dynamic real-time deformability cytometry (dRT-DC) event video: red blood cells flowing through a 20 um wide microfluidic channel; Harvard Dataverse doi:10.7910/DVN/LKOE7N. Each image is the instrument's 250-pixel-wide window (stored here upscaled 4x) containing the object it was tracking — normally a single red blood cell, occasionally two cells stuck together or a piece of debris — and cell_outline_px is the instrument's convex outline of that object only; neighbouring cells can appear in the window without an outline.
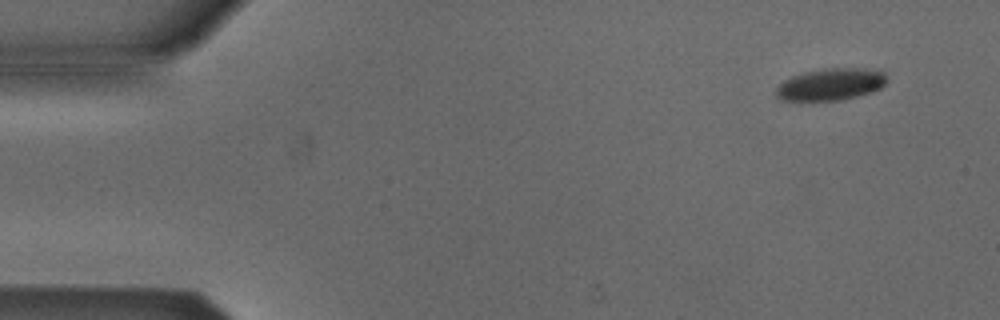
{"species": "Egyptian fruit bat (a non-hibernating species)", "species_latin": "Rousettus aegyptiacus", "temperature_condition": "cold", "stored_images_in_passage": 5, "segment_of_instrument_passage": [1, 2], "camera_frame_rate_fps": 3000, "um_per_image_px": 0.085, "animal": {"sex": "male"}, "frame": {"image": 1, "passage_image": 1, "time_ms": 0.0, "image_size_px": [1000, 320], "cell_outline_px": [[888, 80], [880, 88], [872, 92], [840, 100], [800, 104], [780, 100], [776, 96], [776, 88], [784, 80], [792, 76], [804, 72], [824, 68], [864, 68], [884, 72]], "centroid_in_image_um": [70.53, 7.22], "position_along_channel_um": 14.5, "area_um2": 21.44}}
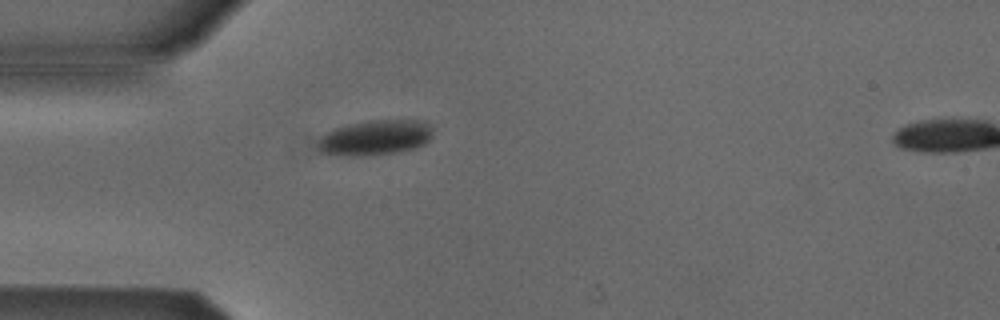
{"frame": {"image": 2, "passage_image": 4, "time_ms": 3.667, "image_size_px": [1000, 320], "cell_outline_px": [[432, 136], [424, 144], [416, 148], [400, 152], [364, 156], [340, 156], [320, 152], [316, 148], [316, 140], [324, 132], [332, 128], [348, 124], [368, 120], [424, 120], [432, 128]], "centroid_in_image_um": [31.82, 11.7], "position_along_channel_um": 53.2, "area_um2": 24.28}}